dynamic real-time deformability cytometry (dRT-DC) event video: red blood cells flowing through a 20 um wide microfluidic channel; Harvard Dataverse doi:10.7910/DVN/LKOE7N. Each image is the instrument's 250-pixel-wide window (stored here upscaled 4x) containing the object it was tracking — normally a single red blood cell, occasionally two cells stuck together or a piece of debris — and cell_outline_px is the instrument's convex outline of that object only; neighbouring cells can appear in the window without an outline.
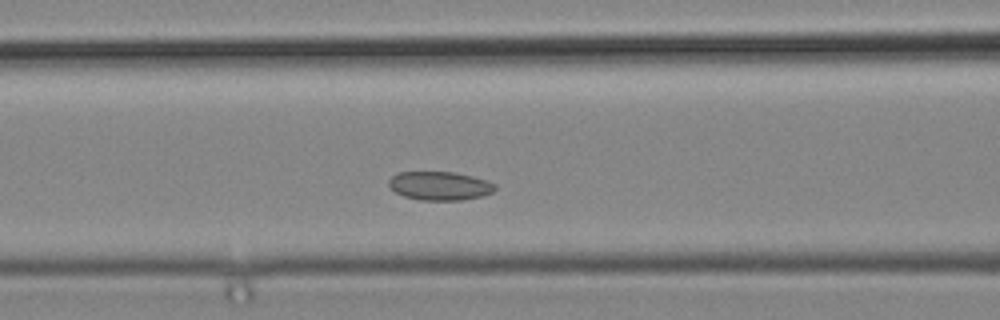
{"species": "common noctule bat (a hibernating species)", "species_latin": "Nyctalus noctula", "temperature_condition": "cold", "stored_images_in_passage": 27, "camera_frame_rate_fps": 3000, "um_per_image_px": 0.085, "animal": {"sex": "male", "body_mass_g": 19.2, "forearm_length_mm": 51.8}, "frame": {"image": 1, "passage_image": 12, "time_ms": 3.667, "image_size_px": [1000, 320], "cell_outline_px": [[496, 188], [492, 192], [484, 196], [464, 200], [420, 200], [404, 196], [396, 192], [388, 184], [388, 180], [392, 176], [400, 172], [456, 172], [472, 176], [496, 184]], "centroid_in_image_um": [37.4, 15.8], "position_along_channel_um": 129.2, "area_um2": 17.74}}
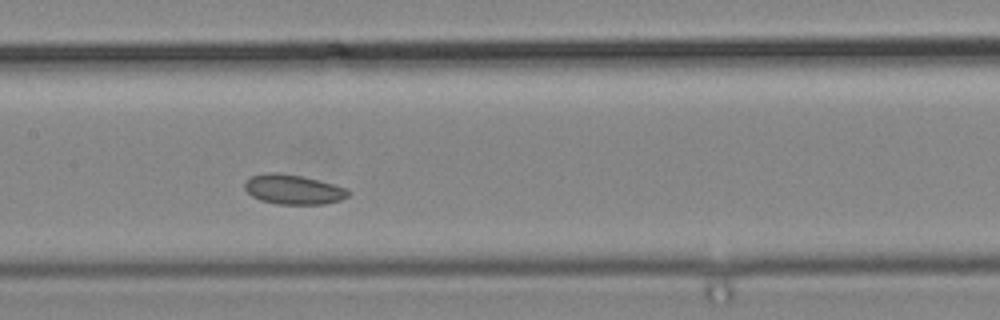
{"frame": {"image": 2, "passage_image": 16, "time_ms": 5.0, "image_size_px": [1000, 320], "cell_outline_px": [[352, 192], [348, 196], [340, 200], [324, 204], [276, 204], [260, 200], [252, 196], [244, 188], [244, 180], [252, 176], [264, 172], [276, 172], [304, 176], [348, 188]], "centroid_in_image_um": [24.93, 16.09], "position_along_channel_um": 182.5, "area_um2": 18.21}}